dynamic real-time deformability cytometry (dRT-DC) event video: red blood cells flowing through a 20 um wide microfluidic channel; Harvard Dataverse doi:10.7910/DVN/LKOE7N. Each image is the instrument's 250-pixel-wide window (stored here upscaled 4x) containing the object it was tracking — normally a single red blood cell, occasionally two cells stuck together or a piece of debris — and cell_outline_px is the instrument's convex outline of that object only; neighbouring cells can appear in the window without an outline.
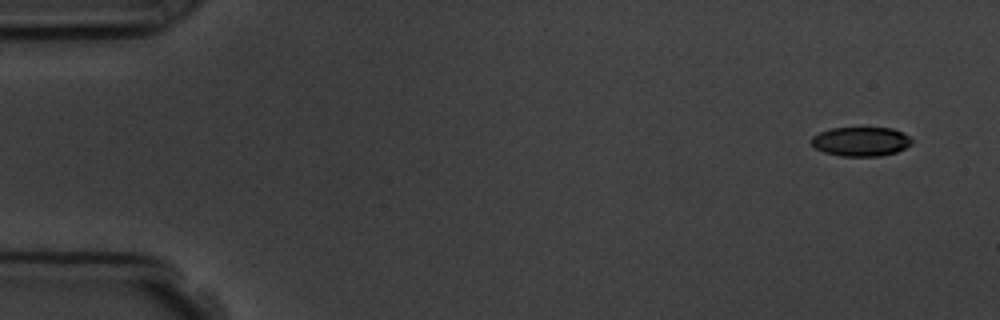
{"species": "common noctule bat (a hibernating species)", "species_latin": "Nyctalus noctula", "temperature_condition": "room temperature", "stored_images_in_passage": 5, "camera_frame_rate_fps": 3000, "um_per_image_px": 0.085, "animal": {"sex": "male", "body_mass_g": 19.5, "forearm_length_mm": 54.6}, "frame": {"image": 1, "passage_image": 1, "time_ms": 0.0, "image_size_px": [1000, 320], "cell_outline_px": [[912, 144], [896, 152], [880, 156], [840, 156], [824, 152], [816, 148], [812, 144], [812, 136], [820, 132], [832, 128], [892, 128], [908, 136], [912, 140]], "centroid_in_image_um": [73.17, 12.03], "position_along_channel_um": 11.8, "area_um2": 16.94}}
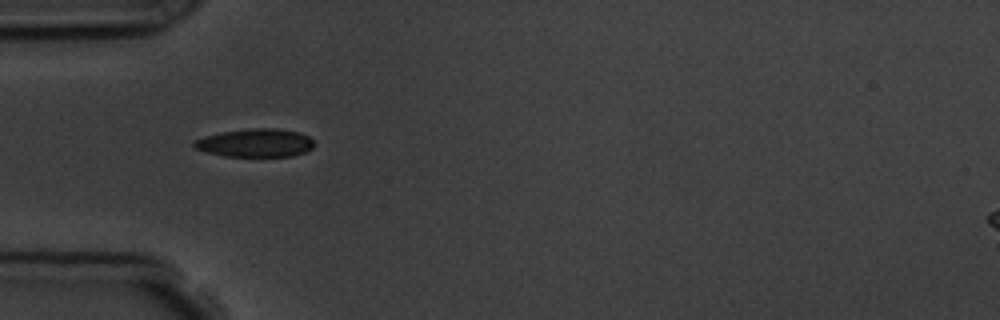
{"frame": {"image": 2, "passage_image": 4, "time_ms": 4.667, "image_size_px": [1000, 320], "cell_outline_px": [[316, 144], [312, 148], [304, 152], [292, 156], [224, 156], [208, 152], [196, 148], [192, 144], [196, 140], [204, 136], [220, 132], [252, 128], [272, 128], [300, 132], [308, 136]], "centroid_in_image_um": [21.73, 12.14], "position_along_channel_um": 63.3, "area_um2": 19.65}}